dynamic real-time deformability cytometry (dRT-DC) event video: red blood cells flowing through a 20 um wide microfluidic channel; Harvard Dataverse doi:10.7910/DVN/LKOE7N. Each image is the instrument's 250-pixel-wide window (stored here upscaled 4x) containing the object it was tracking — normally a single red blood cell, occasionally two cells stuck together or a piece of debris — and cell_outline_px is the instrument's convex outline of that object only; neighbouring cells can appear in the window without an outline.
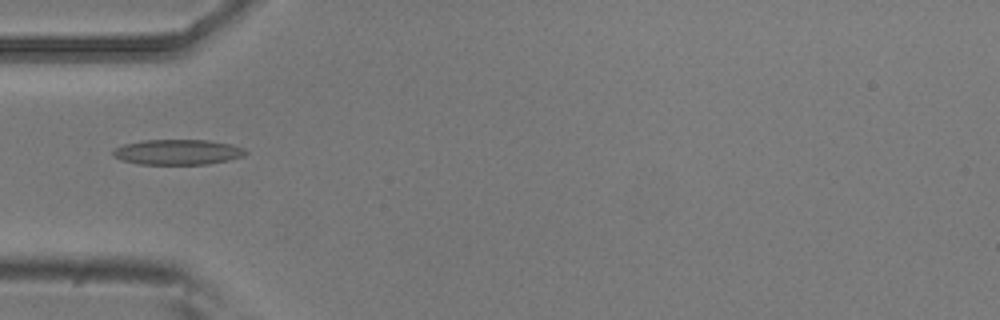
{"species": "common noctule bat (a hibernating species)", "species_latin": "Nyctalus noctula", "temperature_condition": "room temperature", "stored_images_in_passage": 5, "camera_frame_rate_fps": 3000, "um_per_image_px": 0.085, "animal": {"sex": "male", "body_mass_g": 20.5, "forearm_length_mm": 52.5}, "frame": {"image": 1, "passage_image": 5, "time_ms": 1.333, "image_size_px": [1000, 320], "cell_outline_px": [[248, 152], [240, 156], [228, 160], [208, 164], [140, 164], [120, 160], [112, 156], [112, 152], [116, 148], [124, 144], [144, 140], [208, 140], [232, 144], [244, 148]], "centroid_in_image_um": [15.08, 12.92], "position_along_channel_um": 69.9, "area_um2": 19.48}}